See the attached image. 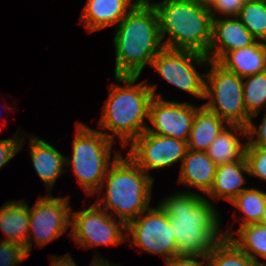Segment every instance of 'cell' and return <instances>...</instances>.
Instances as JSON below:
<instances>
[{"label": "cell", "mask_w": 266, "mask_h": 266, "mask_svg": "<svg viewBox=\"0 0 266 266\" xmlns=\"http://www.w3.org/2000/svg\"><path fill=\"white\" fill-rule=\"evenodd\" d=\"M158 205L172 224L179 255L207 256L224 237L218 209L199 193L175 192Z\"/></svg>", "instance_id": "1"}, {"label": "cell", "mask_w": 266, "mask_h": 266, "mask_svg": "<svg viewBox=\"0 0 266 266\" xmlns=\"http://www.w3.org/2000/svg\"><path fill=\"white\" fill-rule=\"evenodd\" d=\"M115 76H140L164 48L158 16L151 2L140 0L117 24L113 37Z\"/></svg>", "instance_id": "2"}, {"label": "cell", "mask_w": 266, "mask_h": 266, "mask_svg": "<svg viewBox=\"0 0 266 266\" xmlns=\"http://www.w3.org/2000/svg\"><path fill=\"white\" fill-rule=\"evenodd\" d=\"M139 76L116 75V83L111 84L108 99L102 107L99 127L106 137L115 141L119 138L122 147L130 145L147 130L145 118L148 119L150 101L156 94L155 85H148L146 80L135 82ZM120 82L123 85H120ZM107 129L112 132H103Z\"/></svg>", "instance_id": "3"}, {"label": "cell", "mask_w": 266, "mask_h": 266, "mask_svg": "<svg viewBox=\"0 0 266 266\" xmlns=\"http://www.w3.org/2000/svg\"><path fill=\"white\" fill-rule=\"evenodd\" d=\"M112 165L109 166L99 191L107 187L105 196L96 199V204L114 218L126 225L149 208L154 177L140 168L128 155L114 151ZM107 182V183H104ZM104 184H106L104 186ZM103 203V205H102Z\"/></svg>", "instance_id": "4"}, {"label": "cell", "mask_w": 266, "mask_h": 266, "mask_svg": "<svg viewBox=\"0 0 266 266\" xmlns=\"http://www.w3.org/2000/svg\"><path fill=\"white\" fill-rule=\"evenodd\" d=\"M156 10L163 46L208 55L212 40V16L208 7L192 0L151 3ZM166 34L168 38L165 39Z\"/></svg>", "instance_id": "5"}, {"label": "cell", "mask_w": 266, "mask_h": 266, "mask_svg": "<svg viewBox=\"0 0 266 266\" xmlns=\"http://www.w3.org/2000/svg\"><path fill=\"white\" fill-rule=\"evenodd\" d=\"M114 142L101 131L78 123L72 145V159L66 157V169L71 166L74 176L87 196L96 194L112 164Z\"/></svg>", "instance_id": "6"}, {"label": "cell", "mask_w": 266, "mask_h": 266, "mask_svg": "<svg viewBox=\"0 0 266 266\" xmlns=\"http://www.w3.org/2000/svg\"><path fill=\"white\" fill-rule=\"evenodd\" d=\"M205 72V96L203 106L217 114L228 124L247 127L251 116L247 113L243 97V78L226 70L218 62L209 60Z\"/></svg>", "instance_id": "7"}, {"label": "cell", "mask_w": 266, "mask_h": 266, "mask_svg": "<svg viewBox=\"0 0 266 266\" xmlns=\"http://www.w3.org/2000/svg\"><path fill=\"white\" fill-rule=\"evenodd\" d=\"M208 65L209 59L201 53L163 48L152 60L151 67L167 81L182 91L188 92L198 99L205 96L206 73H199L193 63Z\"/></svg>", "instance_id": "8"}, {"label": "cell", "mask_w": 266, "mask_h": 266, "mask_svg": "<svg viewBox=\"0 0 266 266\" xmlns=\"http://www.w3.org/2000/svg\"><path fill=\"white\" fill-rule=\"evenodd\" d=\"M144 214V215H143ZM126 234L133 246L151 254H160L165 262L179 255L172 224L159 205L148 208L126 225Z\"/></svg>", "instance_id": "9"}, {"label": "cell", "mask_w": 266, "mask_h": 266, "mask_svg": "<svg viewBox=\"0 0 266 266\" xmlns=\"http://www.w3.org/2000/svg\"><path fill=\"white\" fill-rule=\"evenodd\" d=\"M70 235L75 243L85 249L101 245H118L126 237V224L111 216L95 202L78 212L71 210ZM124 232V233H123Z\"/></svg>", "instance_id": "10"}, {"label": "cell", "mask_w": 266, "mask_h": 266, "mask_svg": "<svg viewBox=\"0 0 266 266\" xmlns=\"http://www.w3.org/2000/svg\"><path fill=\"white\" fill-rule=\"evenodd\" d=\"M68 198L53 197L48 193L45 197H39L32 208L29 207V233L26 243L28 255L34 242L35 245L44 247L68 229L72 210Z\"/></svg>", "instance_id": "11"}, {"label": "cell", "mask_w": 266, "mask_h": 266, "mask_svg": "<svg viewBox=\"0 0 266 266\" xmlns=\"http://www.w3.org/2000/svg\"><path fill=\"white\" fill-rule=\"evenodd\" d=\"M129 146L127 154L146 173L151 169H161L182 163L188 150L186 141L160 136L144 131Z\"/></svg>", "instance_id": "12"}, {"label": "cell", "mask_w": 266, "mask_h": 266, "mask_svg": "<svg viewBox=\"0 0 266 266\" xmlns=\"http://www.w3.org/2000/svg\"><path fill=\"white\" fill-rule=\"evenodd\" d=\"M200 107L186 102L166 101L157 94L150 101L148 120L155 128L147 132L188 142L192 122Z\"/></svg>", "instance_id": "13"}, {"label": "cell", "mask_w": 266, "mask_h": 266, "mask_svg": "<svg viewBox=\"0 0 266 266\" xmlns=\"http://www.w3.org/2000/svg\"><path fill=\"white\" fill-rule=\"evenodd\" d=\"M256 39L237 17L212 19L208 59L219 62L229 51L252 45Z\"/></svg>", "instance_id": "14"}, {"label": "cell", "mask_w": 266, "mask_h": 266, "mask_svg": "<svg viewBox=\"0 0 266 266\" xmlns=\"http://www.w3.org/2000/svg\"><path fill=\"white\" fill-rule=\"evenodd\" d=\"M87 0L80 20L88 32L117 25L140 0Z\"/></svg>", "instance_id": "15"}, {"label": "cell", "mask_w": 266, "mask_h": 266, "mask_svg": "<svg viewBox=\"0 0 266 266\" xmlns=\"http://www.w3.org/2000/svg\"><path fill=\"white\" fill-rule=\"evenodd\" d=\"M29 143V153L34 169L45 183L47 191L51 193L57 178L65 171L66 157L53 145L35 135L30 137Z\"/></svg>", "instance_id": "16"}, {"label": "cell", "mask_w": 266, "mask_h": 266, "mask_svg": "<svg viewBox=\"0 0 266 266\" xmlns=\"http://www.w3.org/2000/svg\"><path fill=\"white\" fill-rule=\"evenodd\" d=\"M217 165L204 151L187 150L181 163L178 184L195 187L207 194L214 182Z\"/></svg>", "instance_id": "17"}, {"label": "cell", "mask_w": 266, "mask_h": 266, "mask_svg": "<svg viewBox=\"0 0 266 266\" xmlns=\"http://www.w3.org/2000/svg\"><path fill=\"white\" fill-rule=\"evenodd\" d=\"M243 173L249 174L245 156L234 162L217 165L213 185L206 195L212 200L233 201L247 189L242 187L246 183Z\"/></svg>", "instance_id": "18"}, {"label": "cell", "mask_w": 266, "mask_h": 266, "mask_svg": "<svg viewBox=\"0 0 266 266\" xmlns=\"http://www.w3.org/2000/svg\"><path fill=\"white\" fill-rule=\"evenodd\" d=\"M218 63L242 78L263 73L266 71V44L256 40L252 45L229 51Z\"/></svg>", "instance_id": "19"}, {"label": "cell", "mask_w": 266, "mask_h": 266, "mask_svg": "<svg viewBox=\"0 0 266 266\" xmlns=\"http://www.w3.org/2000/svg\"><path fill=\"white\" fill-rule=\"evenodd\" d=\"M0 229L6 235L1 241L18 244L26 250L29 206L23 199L6 202L0 207Z\"/></svg>", "instance_id": "20"}, {"label": "cell", "mask_w": 266, "mask_h": 266, "mask_svg": "<svg viewBox=\"0 0 266 266\" xmlns=\"http://www.w3.org/2000/svg\"><path fill=\"white\" fill-rule=\"evenodd\" d=\"M240 135L247 136V128L237 124H229L209 145L205 151L207 156L216 165L240 160L245 156L247 145V141L244 144L241 142L238 137Z\"/></svg>", "instance_id": "21"}, {"label": "cell", "mask_w": 266, "mask_h": 266, "mask_svg": "<svg viewBox=\"0 0 266 266\" xmlns=\"http://www.w3.org/2000/svg\"><path fill=\"white\" fill-rule=\"evenodd\" d=\"M228 125L225 120L202 105L196 111L192 122L190 137L187 142L188 149L205 152Z\"/></svg>", "instance_id": "22"}, {"label": "cell", "mask_w": 266, "mask_h": 266, "mask_svg": "<svg viewBox=\"0 0 266 266\" xmlns=\"http://www.w3.org/2000/svg\"><path fill=\"white\" fill-rule=\"evenodd\" d=\"M232 228L225 231L224 237L230 238L244 253L251 259L255 260L259 265H266L260 262L257 256L266 259V226L260 223H252L239 227L235 231L239 238H234Z\"/></svg>", "instance_id": "23"}, {"label": "cell", "mask_w": 266, "mask_h": 266, "mask_svg": "<svg viewBox=\"0 0 266 266\" xmlns=\"http://www.w3.org/2000/svg\"><path fill=\"white\" fill-rule=\"evenodd\" d=\"M207 266H259L230 238L223 237L207 255Z\"/></svg>", "instance_id": "24"}, {"label": "cell", "mask_w": 266, "mask_h": 266, "mask_svg": "<svg viewBox=\"0 0 266 266\" xmlns=\"http://www.w3.org/2000/svg\"><path fill=\"white\" fill-rule=\"evenodd\" d=\"M230 203L243 213V216H241L243 220L240 218L239 227L260 223L262 213L266 209V192L260 189L247 188Z\"/></svg>", "instance_id": "25"}, {"label": "cell", "mask_w": 266, "mask_h": 266, "mask_svg": "<svg viewBox=\"0 0 266 266\" xmlns=\"http://www.w3.org/2000/svg\"><path fill=\"white\" fill-rule=\"evenodd\" d=\"M243 97L247 113L253 120L266 108V71L243 78Z\"/></svg>", "instance_id": "26"}, {"label": "cell", "mask_w": 266, "mask_h": 266, "mask_svg": "<svg viewBox=\"0 0 266 266\" xmlns=\"http://www.w3.org/2000/svg\"><path fill=\"white\" fill-rule=\"evenodd\" d=\"M237 18L257 41L266 42V0H247Z\"/></svg>", "instance_id": "27"}, {"label": "cell", "mask_w": 266, "mask_h": 266, "mask_svg": "<svg viewBox=\"0 0 266 266\" xmlns=\"http://www.w3.org/2000/svg\"><path fill=\"white\" fill-rule=\"evenodd\" d=\"M245 159L249 174L266 181V147L246 146Z\"/></svg>", "instance_id": "28"}, {"label": "cell", "mask_w": 266, "mask_h": 266, "mask_svg": "<svg viewBox=\"0 0 266 266\" xmlns=\"http://www.w3.org/2000/svg\"><path fill=\"white\" fill-rule=\"evenodd\" d=\"M28 256L23 246L8 241H0V266H15Z\"/></svg>", "instance_id": "29"}, {"label": "cell", "mask_w": 266, "mask_h": 266, "mask_svg": "<svg viewBox=\"0 0 266 266\" xmlns=\"http://www.w3.org/2000/svg\"><path fill=\"white\" fill-rule=\"evenodd\" d=\"M247 0H214L209 7V11L213 19H216V15H224L227 17H238L240 11L245 5ZM218 13V14H217Z\"/></svg>", "instance_id": "30"}, {"label": "cell", "mask_w": 266, "mask_h": 266, "mask_svg": "<svg viewBox=\"0 0 266 266\" xmlns=\"http://www.w3.org/2000/svg\"><path fill=\"white\" fill-rule=\"evenodd\" d=\"M18 132L15 135L8 139L0 140V169L3 168L24 146L25 140L23 136V140L19 139Z\"/></svg>", "instance_id": "31"}, {"label": "cell", "mask_w": 266, "mask_h": 266, "mask_svg": "<svg viewBox=\"0 0 266 266\" xmlns=\"http://www.w3.org/2000/svg\"><path fill=\"white\" fill-rule=\"evenodd\" d=\"M246 128H247V137H248V139H246L247 140L246 146L266 147V112L264 114L262 123L259 125V127L255 126L253 121L250 120Z\"/></svg>", "instance_id": "32"}, {"label": "cell", "mask_w": 266, "mask_h": 266, "mask_svg": "<svg viewBox=\"0 0 266 266\" xmlns=\"http://www.w3.org/2000/svg\"><path fill=\"white\" fill-rule=\"evenodd\" d=\"M200 259L202 261H200ZM165 265L166 266H207V256L177 255L172 259L166 261Z\"/></svg>", "instance_id": "33"}, {"label": "cell", "mask_w": 266, "mask_h": 266, "mask_svg": "<svg viewBox=\"0 0 266 266\" xmlns=\"http://www.w3.org/2000/svg\"><path fill=\"white\" fill-rule=\"evenodd\" d=\"M50 258L51 266H78L69 253L64 256L53 255Z\"/></svg>", "instance_id": "34"}, {"label": "cell", "mask_w": 266, "mask_h": 266, "mask_svg": "<svg viewBox=\"0 0 266 266\" xmlns=\"http://www.w3.org/2000/svg\"><path fill=\"white\" fill-rule=\"evenodd\" d=\"M89 266H120V264L119 265L113 264L112 262H108V260L101 258L100 255H97L93 257L91 265Z\"/></svg>", "instance_id": "35"}, {"label": "cell", "mask_w": 266, "mask_h": 266, "mask_svg": "<svg viewBox=\"0 0 266 266\" xmlns=\"http://www.w3.org/2000/svg\"><path fill=\"white\" fill-rule=\"evenodd\" d=\"M195 3L205 6V7H210V5L213 3L214 0H192Z\"/></svg>", "instance_id": "36"}, {"label": "cell", "mask_w": 266, "mask_h": 266, "mask_svg": "<svg viewBox=\"0 0 266 266\" xmlns=\"http://www.w3.org/2000/svg\"><path fill=\"white\" fill-rule=\"evenodd\" d=\"M260 224L266 226V209H265L264 212L262 213Z\"/></svg>", "instance_id": "37"}]
</instances>
